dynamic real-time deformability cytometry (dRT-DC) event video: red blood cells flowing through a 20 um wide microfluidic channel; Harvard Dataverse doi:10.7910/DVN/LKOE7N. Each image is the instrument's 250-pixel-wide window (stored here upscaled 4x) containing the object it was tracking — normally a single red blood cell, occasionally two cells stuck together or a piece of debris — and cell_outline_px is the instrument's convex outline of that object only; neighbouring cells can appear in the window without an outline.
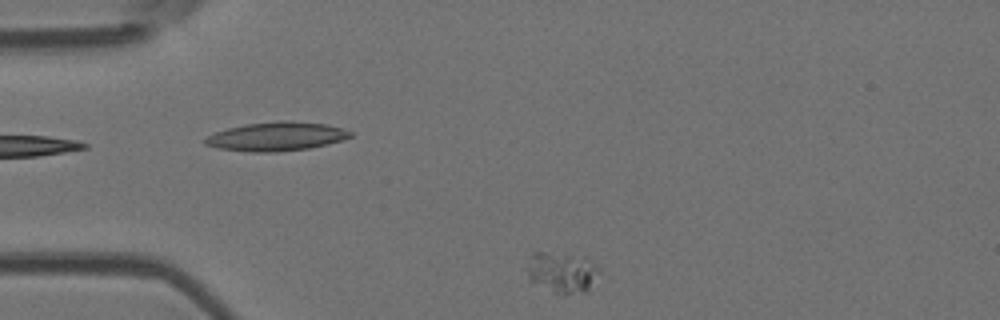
{"species": "Egyptian fruit bat (a non-hibernating species)", "species_latin": "Rousettus aegyptiacus", "temperature_condition": "room temperature", "stored_images_in_passage": 39, "camera_frame_rate_fps": 3000, "um_per_image_px": 0.085, "animal": {"sex": "female"}, "frame": {"image": 1, "passage_image": 2, "time_ms": 0.333, "image_size_px": [1000, 320], "cell_outline_px": [[604, 272], [588, 292], [564, 296], [560, 296], [528, 284], [524, 268], [532, 252], [544, 252], [588, 256]], "centroid_in_image_um": [47.77, 23.2], "position_along_channel_um": 37.2, "area_um2": 19.02}}
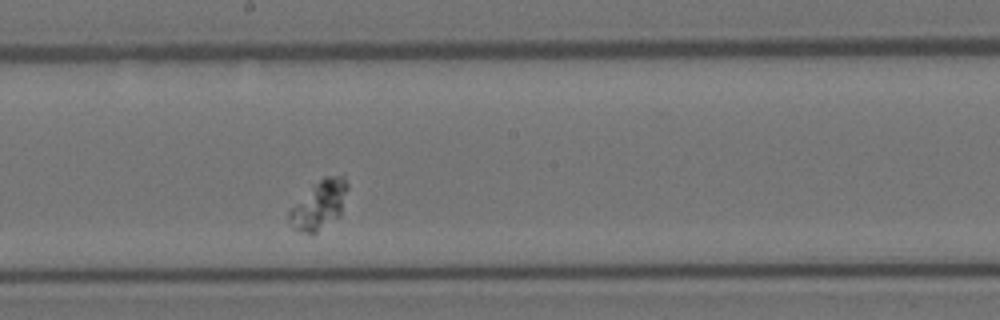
{"frame": {"image": 2, "passage_image": 21, "time_ms": 6.667, "image_size_px": [1000, 320], "cell_outline_px": [[348, 188], [340, 216], [312, 236], [300, 232], [292, 228], [288, 224], [288, 212], [324, 176], [344, 176], [348, 184]], "centroid_in_image_um": [27.14, 17.48], "position_along_channel_um": 221.1, "area_um2": 16.42}}
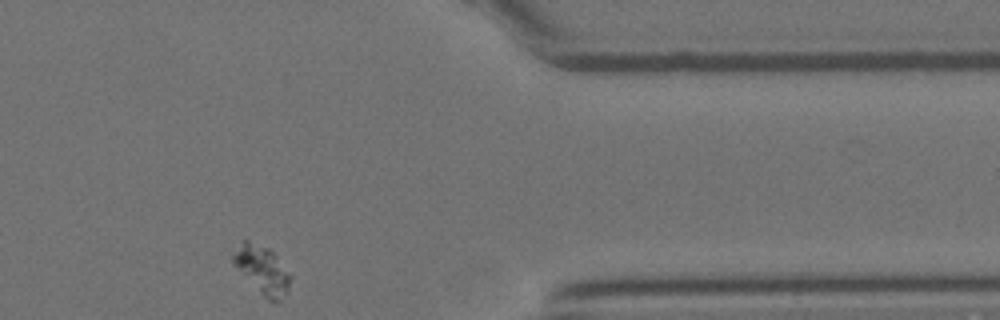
{"frame": {"image": 3, "passage_image": 37, "time_ms": 12.0, "image_size_px": [1000, 320], "cell_outline_px": [[292, 280], [288, 292], [280, 304], [268, 300], [232, 264], [232, 252], [244, 240], [248, 240], [268, 248], [276, 256], [292, 276]], "centroid_in_image_um": [22.32, 22.97], "position_along_channel_um": 389.1, "area_um2": 16.18}}